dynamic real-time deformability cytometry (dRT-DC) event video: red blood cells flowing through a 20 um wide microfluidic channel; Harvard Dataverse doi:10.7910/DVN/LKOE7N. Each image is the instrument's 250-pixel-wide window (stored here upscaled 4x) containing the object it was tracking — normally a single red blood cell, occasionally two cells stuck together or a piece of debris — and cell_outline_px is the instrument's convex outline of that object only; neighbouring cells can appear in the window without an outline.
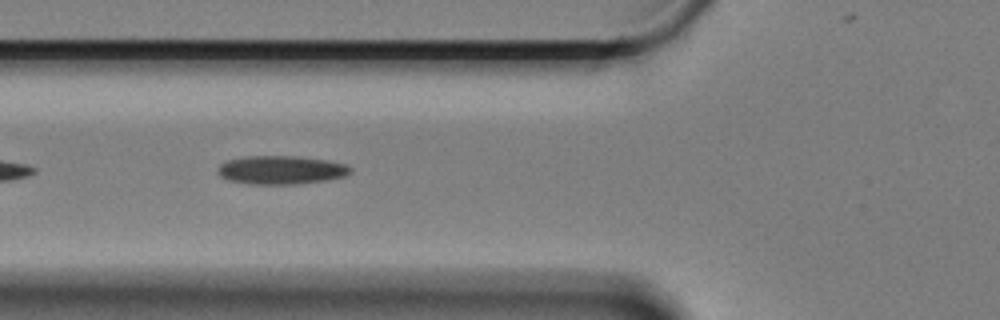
{"species": "Egyptian fruit bat (a non-hibernating species)", "species_latin": "Rousettus aegyptiacus", "temperature_condition": "cold", "stored_images_in_passage": 20, "camera_frame_rate_fps": 3000, "um_per_image_px": 0.085, "animal": {"sex": "female"}, "frame": {"image": 1, "passage_image": 6, "time_ms": 1.667, "image_size_px": [1000, 320], "cell_outline_px": [[352, 172], [344, 176], [324, 180], [296, 184], [248, 184], [228, 180], [220, 176], [216, 172], [220, 164], [228, 160], [248, 156], [292, 156], [328, 160], [348, 164], [352, 168]], "centroid_in_image_um": [23.89, 14.45], "position_along_channel_um": 101.9, "area_um2": 22.08}}
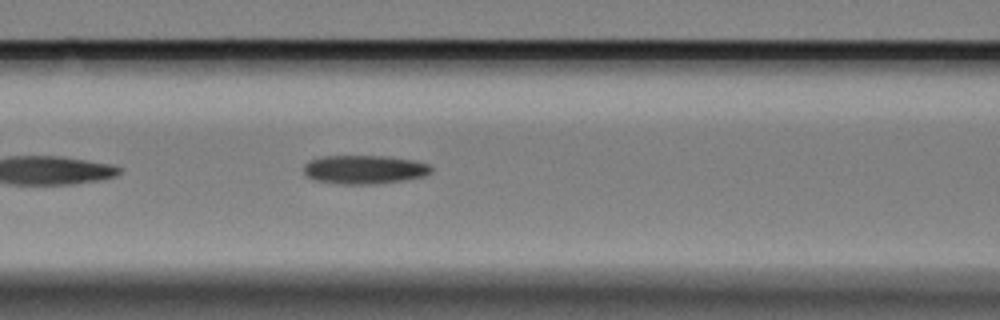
{"frame": {"image": 2, "passage_image": 9, "time_ms": 2.667, "image_size_px": [1000, 320], "cell_outline_px": [[432, 172], [424, 176], [408, 180], [380, 184], [340, 184], [316, 180], [308, 176], [304, 172], [304, 164], [312, 160], [324, 156], [388, 156], [416, 160], [432, 164]], "centroid_in_image_um": [31.07, 14.41], "position_along_channel_um": 135.5, "area_um2": 21.62}}
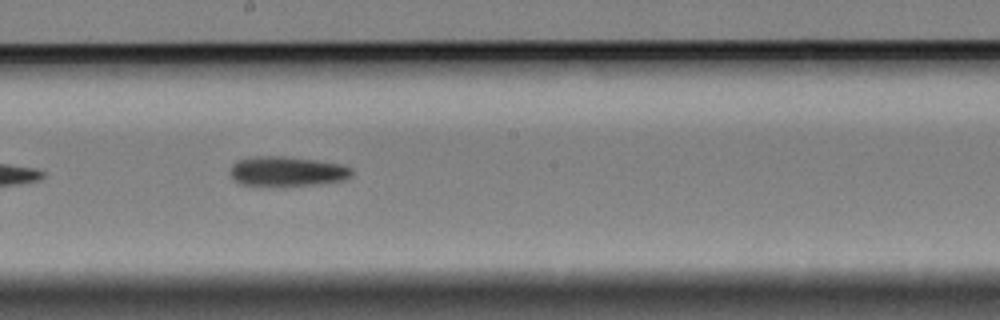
{"frame": {"image": 3, "passage_image": 17, "time_ms": 5.333, "image_size_px": [1000, 320], "cell_outline_px": [[352, 176], [348, 180], [320, 184], [288, 188], [260, 188], [240, 184], [232, 180], [228, 172], [232, 164], [236, 160], [252, 156], [280, 156], [316, 160], [340, 164], [352, 168]], "centroid_in_image_um": [24.33, 14.63], "position_along_channel_um": 223.9, "area_um2": 22.54}}